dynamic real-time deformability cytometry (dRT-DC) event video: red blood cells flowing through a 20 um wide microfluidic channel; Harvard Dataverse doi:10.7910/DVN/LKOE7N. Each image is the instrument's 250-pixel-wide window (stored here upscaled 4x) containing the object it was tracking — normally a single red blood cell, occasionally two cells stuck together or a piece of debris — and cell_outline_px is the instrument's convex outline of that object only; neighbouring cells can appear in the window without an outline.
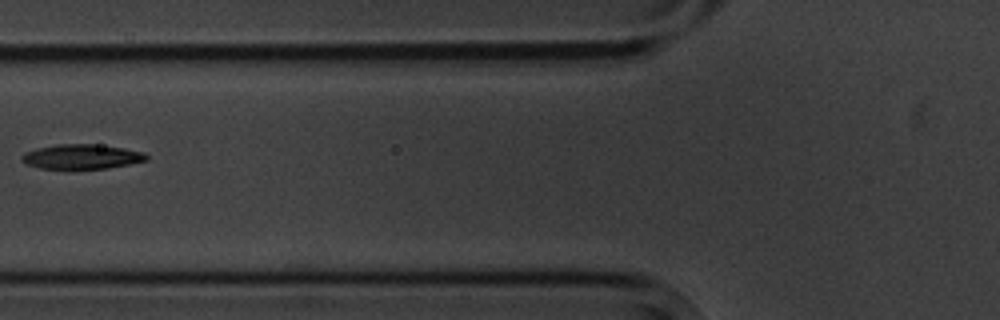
{"species": "common noctule bat (a hibernating species)", "species_latin": "Nyctalus noctula", "temperature_condition": "cold", "stored_images_in_passage": 9, "camera_frame_rate_fps": 3000, "um_per_image_px": 0.085, "animal": {"sex": "male", "body_mass_g": 20.1, "forearm_length_mm": 53.5}, "frame": {"image": 1, "passage_image": 6, "time_ms": 6.0, "image_size_px": [1000, 320], "cell_outline_px": [[148, 160], [108, 168], [40, 168], [28, 164], [20, 160], [20, 156], [24, 152], [56, 144], [92, 144], [124, 148], [144, 152], [148, 156]], "centroid_in_image_um": [6.94, 13.31], "position_along_channel_um": 118.9, "area_um2": 17.69}}
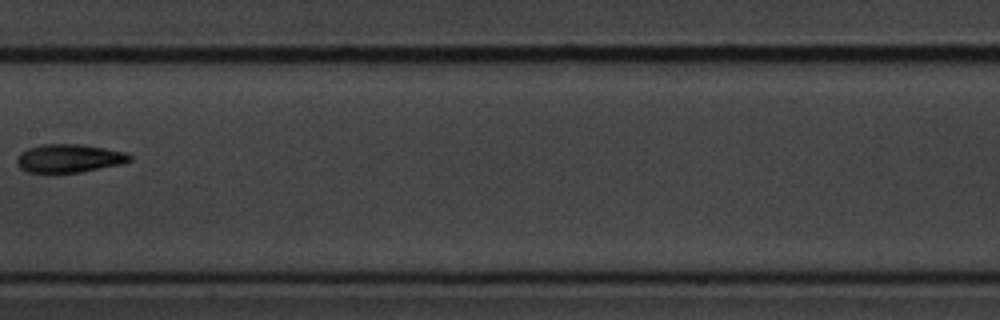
{"frame": {"image": 2, "passage_image": 8, "time_ms": 8.333, "image_size_px": [1000, 320], "cell_outline_px": [[132, 160], [124, 164], [80, 172], [52, 176], [48, 176], [28, 172], [20, 168], [16, 164], [16, 156], [20, 152], [28, 148], [44, 144], [80, 144], [104, 148], [124, 152], [132, 156]], "centroid_in_image_um": [5.81, 13.51], "position_along_channel_um": 201.6, "area_um2": 19.48}}
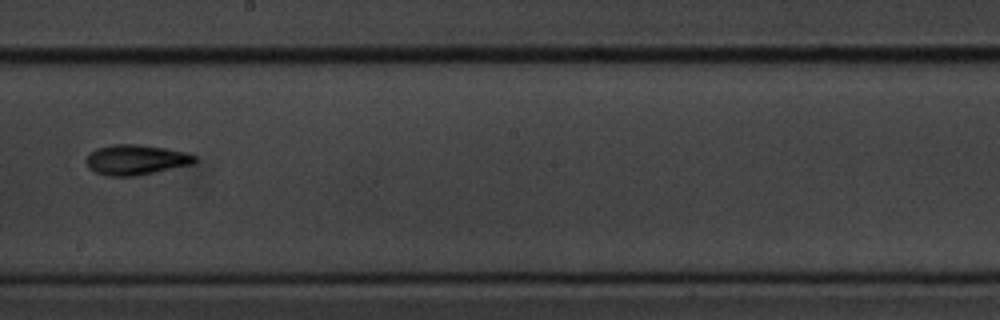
{"frame": {"image": 3, "passage_image": 9, "time_ms": 9.333, "image_size_px": [1000, 320], "cell_outline_px": [[196, 164], [136, 176], [108, 176], [96, 172], [88, 168], [84, 160], [96, 148], [112, 144], [136, 144], [164, 148], [188, 152], [196, 156]], "centroid_in_image_um": [11.58, 13.58], "position_along_channel_um": 236.6, "area_um2": 19.31}}